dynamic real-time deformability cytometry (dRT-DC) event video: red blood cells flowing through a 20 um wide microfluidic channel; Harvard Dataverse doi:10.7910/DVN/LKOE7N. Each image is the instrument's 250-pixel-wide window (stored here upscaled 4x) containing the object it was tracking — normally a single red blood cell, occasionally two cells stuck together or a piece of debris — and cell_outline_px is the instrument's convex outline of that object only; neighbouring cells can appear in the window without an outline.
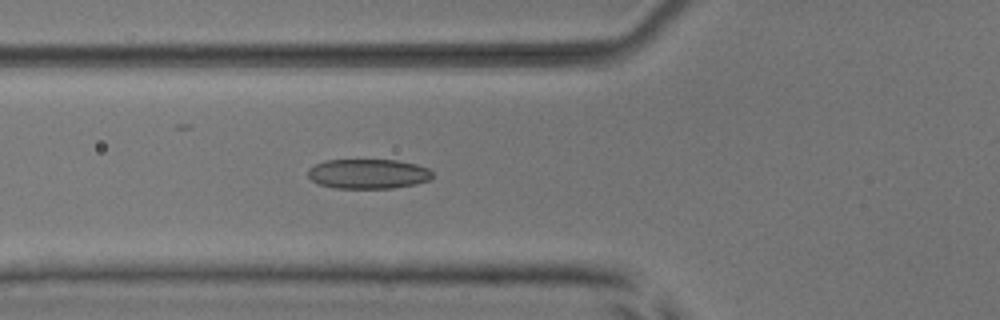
{"species": "common noctule bat (a hibernating species)", "species_latin": "Nyctalus noctula", "temperature_condition": "room temperature", "stored_images_in_passage": 6, "camera_frame_rate_fps": 3000, "um_per_image_px": 0.085, "animal": {"sex": "male", "body_mass_g": 17.9, "forearm_length_mm": 54.2}, "frame": {"image": 1, "passage_image": 6, "time_ms": 5.667, "image_size_px": [1000, 320], "cell_outline_px": [[432, 176], [428, 180], [416, 184], [392, 188], [336, 188], [320, 184], [312, 180], [308, 176], [308, 168], [324, 160], [396, 160], [416, 164], [428, 168], [432, 172]], "centroid_in_image_um": [31.29, 14.77], "position_along_channel_um": 94.5, "area_um2": 21.5}}